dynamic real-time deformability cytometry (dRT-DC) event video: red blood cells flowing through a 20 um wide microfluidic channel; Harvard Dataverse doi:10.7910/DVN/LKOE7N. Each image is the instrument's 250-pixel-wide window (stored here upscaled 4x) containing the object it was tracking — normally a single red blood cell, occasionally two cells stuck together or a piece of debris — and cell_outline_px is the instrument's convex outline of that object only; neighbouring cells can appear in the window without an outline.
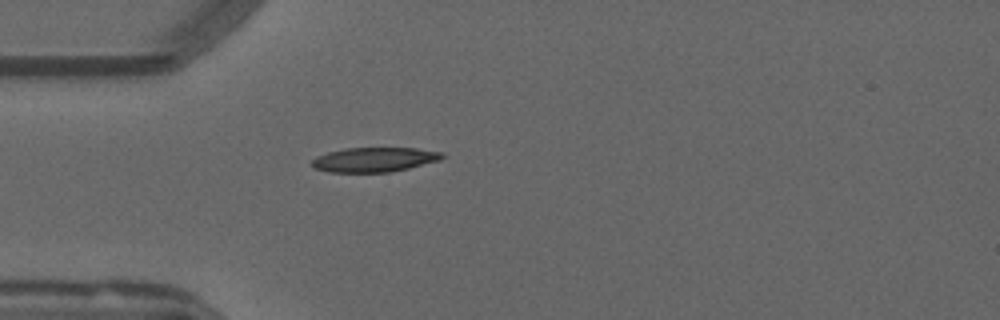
{"species": "common noctule bat (a hibernating species)", "species_latin": "Nyctalus noctula", "temperature_condition": "warm", "stored_images_in_passage": 40, "camera_frame_rate_fps": 3000, "um_per_image_px": 0.085, "animal": {"sex": "male", "forearm_length_mm": 52.5}, "frame": {"image": 1, "passage_image": 2, "time_ms": 0.333, "image_size_px": [1000, 320], "cell_outline_px": [[444, 156], [440, 160], [408, 168], [388, 172], [328, 172], [312, 168], [308, 164], [316, 156], [328, 152], [344, 148], [416, 148], [444, 152]], "centroid_in_image_um": [31.76, 13.56], "position_along_channel_um": 53.2, "area_um2": 18.79}}
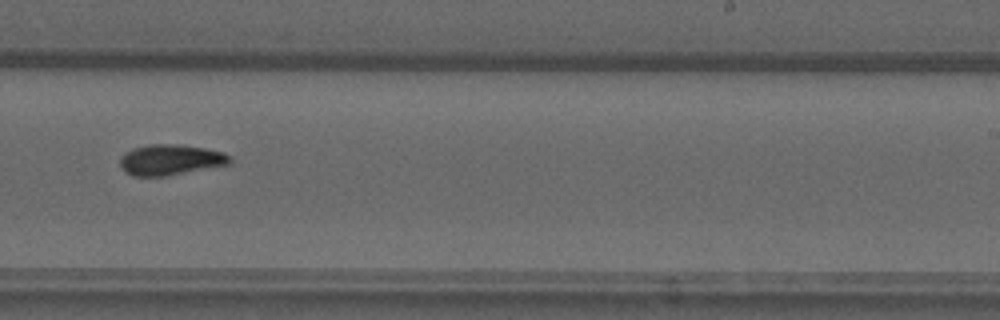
{"frame": {"image": 2, "passage_image": 20, "time_ms": 6.333, "image_size_px": [1000, 320], "cell_outline_px": [[232, 160], [228, 164], [168, 176], [132, 176], [124, 172], [120, 164], [120, 156], [132, 148], [148, 144], [172, 144], [204, 148], [224, 152]], "centroid_in_image_um": [14.44, 13.59], "position_along_channel_um": 274.6, "area_um2": 19.59}}
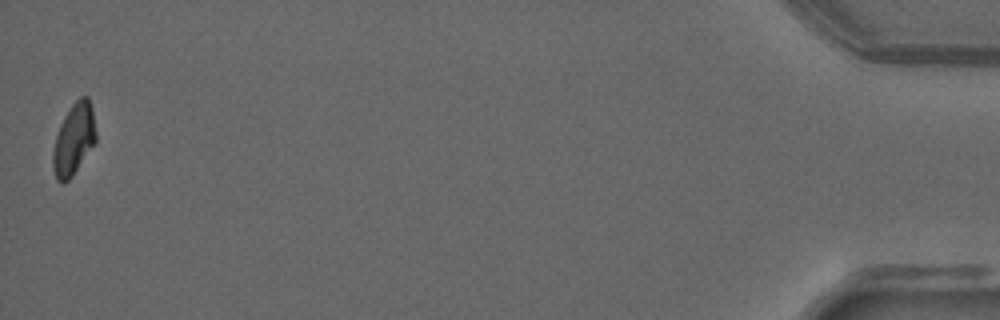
{"frame": {"image": 3, "passage_image": 40, "time_ms": 13.0, "image_size_px": [1000, 320], "cell_outline_px": [[96, 140], [72, 176], [64, 184], [56, 180], [52, 168], [52, 152], [56, 136], [60, 124], [64, 116], [72, 104], [80, 96], [88, 96], [92, 108], [96, 132]], "centroid_in_image_um": [6.25, 11.84], "position_along_channel_um": 429.0, "area_um2": 17.86}, "authors_computed_cell_mechanics": {"area_um2": 18.9295, "velocity_mm_per_s": 3.8084, "shape_relaxation_time_tau1_ms": null, "shape_relaxation_time_tau2_ms": 4.5784, "deformation_change_tau1": null, "deformation_change_tau2": 0.0917}}